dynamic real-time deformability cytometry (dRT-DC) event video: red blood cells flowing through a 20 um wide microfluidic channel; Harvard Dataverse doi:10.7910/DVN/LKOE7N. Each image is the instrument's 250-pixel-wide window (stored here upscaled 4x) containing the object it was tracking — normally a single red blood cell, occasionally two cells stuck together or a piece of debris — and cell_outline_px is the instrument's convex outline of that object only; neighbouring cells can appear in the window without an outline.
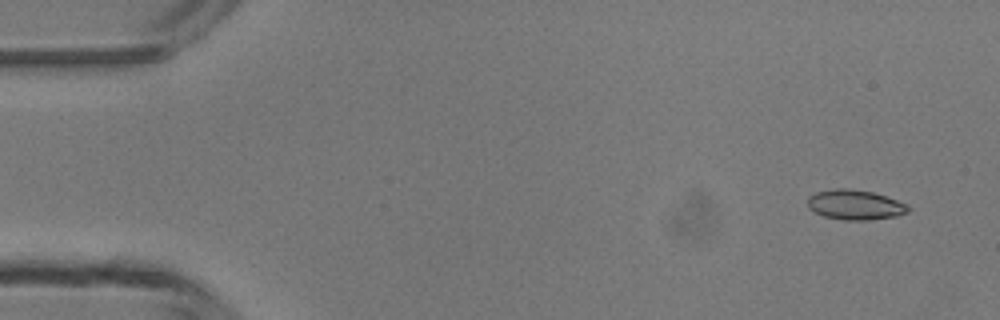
{"species": "common noctule bat (a hibernating species)", "species_latin": "Nyctalus noctula", "temperature_condition": "room temperature", "stored_images_in_passage": 4, "camera_frame_rate_fps": 3000, "um_per_image_px": 0.085, "animal": {"sex": "male", "body_mass_g": 13.3}, "frame": {"image": 1, "passage_image": 1, "time_ms": 0.0, "image_size_px": [1000, 320], "cell_outline_px": [[912, 208], [908, 212], [896, 216], [868, 220], [844, 220], [824, 216], [808, 208], [808, 196], [816, 192], [836, 188], [848, 188], [872, 192], [908, 204]], "centroid_in_image_um": [72.69, 17.41], "position_along_channel_um": 12.3, "area_um2": 17.51}}
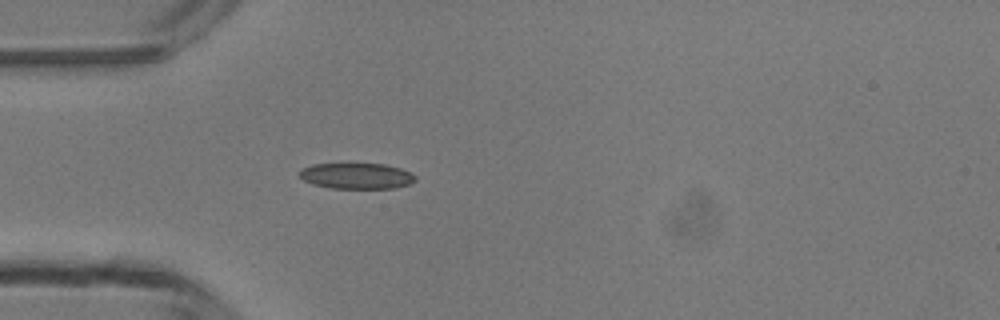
{"frame": {"image": 2, "passage_image": 4, "time_ms": 3.667, "image_size_px": [1000, 320], "cell_outline_px": [[416, 180], [408, 184], [396, 188], [328, 188], [312, 184], [304, 180], [300, 176], [300, 172], [304, 168], [312, 164], [384, 164], [400, 168], [416, 176]], "centroid_in_image_um": [30.31, 14.96], "position_along_channel_um": 54.7, "area_um2": 17.28}}